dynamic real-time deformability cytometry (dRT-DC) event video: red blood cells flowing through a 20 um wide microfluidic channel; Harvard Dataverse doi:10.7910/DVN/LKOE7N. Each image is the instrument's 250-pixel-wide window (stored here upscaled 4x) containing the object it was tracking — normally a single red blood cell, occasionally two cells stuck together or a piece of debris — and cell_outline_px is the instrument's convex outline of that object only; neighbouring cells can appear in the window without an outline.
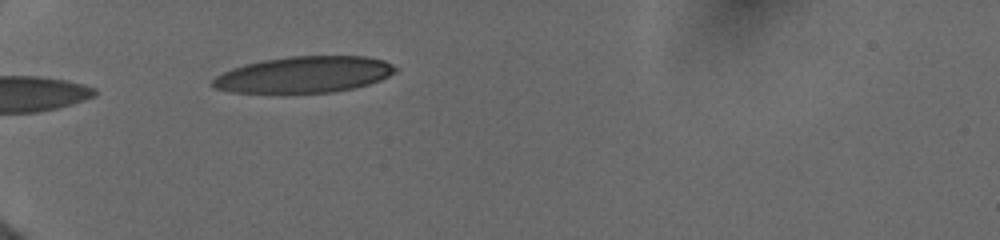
{"species": "human", "species_latin": "Homo sapiens", "temperature_condition": "cold", "stored_images_in_passage": 20, "camera_frame_rate_fps": 3000, "um_per_image_px": 0.085, "donor": {"sex": "female"}, "frame": {"image": 1, "passage_image": 1, "time_ms": 0.0, "image_size_px": [1000, 240], "cell_outline_px": [[396, 72], [380, 80], [368, 84], [352, 88], [332, 92], [232, 92], [212, 88], [208, 84], [216, 76], [232, 68], [244, 64], [264, 60], [292, 56], [364, 56], [384, 60], [392, 64], [396, 68]], "centroid_in_image_um": [25.82, 6.33], "position_along_channel_um": 59.2, "area_um2": 38.44}}
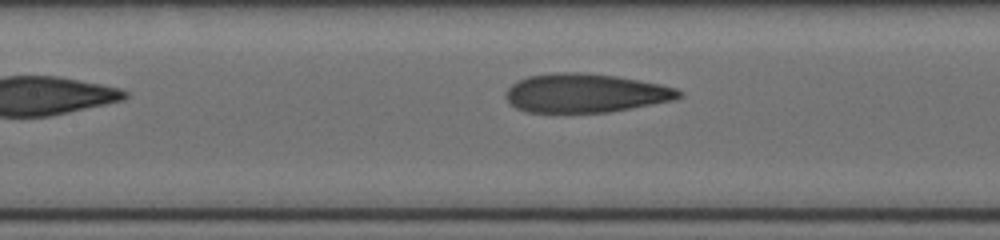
{"frame": {"image": 2, "passage_image": 7, "time_ms": 3.0, "image_size_px": [1000, 240], "cell_outline_px": [[684, 92], [680, 96], [672, 100], [652, 104], [608, 112], [528, 112], [516, 108], [504, 96], [504, 92], [516, 80], [528, 76], [552, 72], [580, 72], [616, 76], [660, 84], [676, 88]], "centroid_in_image_um": [49.72, 7.9], "position_along_channel_um": 157.7, "area_um2": 39.13}}
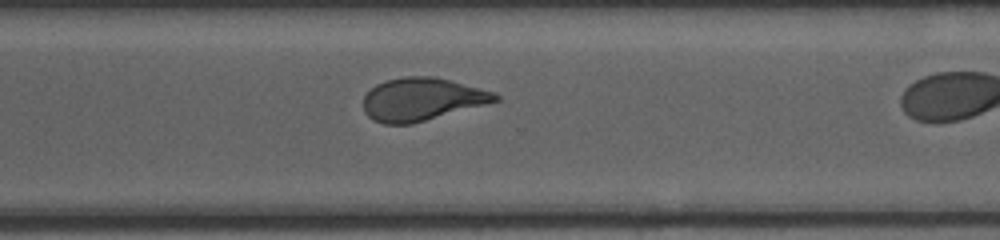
{"frame": {"image": 3, "passage_image": 16, "time_ms": 6.333, "image_size_px": [1000, 240], "cell_outline_px": [[500, 100], [424, 120], [408, 124], [384, 124], [368, 116], [364, 112], [364, 96], [376, 84], [388, 80], [404, 76], [432, 76], [452, 80], [492, 92], [500, 96]], "centroid_in_image_um": [35.83, 8.42], "position_along_channel_um": 334.8, "area_um2": 32.31}}